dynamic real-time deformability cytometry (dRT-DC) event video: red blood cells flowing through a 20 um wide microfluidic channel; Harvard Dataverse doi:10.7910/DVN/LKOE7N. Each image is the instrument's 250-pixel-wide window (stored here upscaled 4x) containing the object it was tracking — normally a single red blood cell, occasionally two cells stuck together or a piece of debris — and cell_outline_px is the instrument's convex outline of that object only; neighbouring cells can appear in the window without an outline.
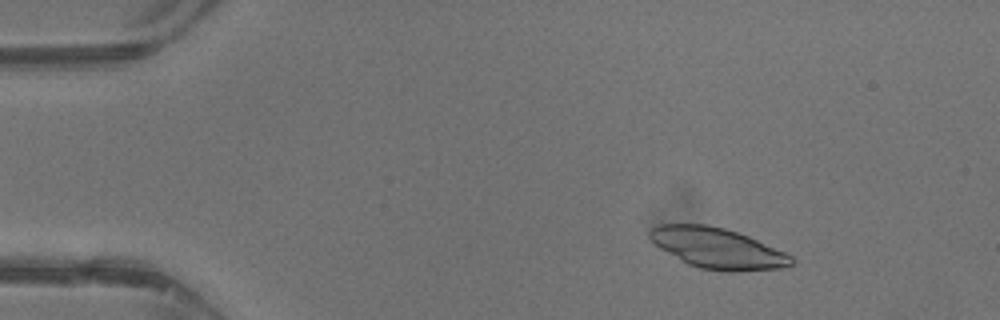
{"species": "common noctule bat (a hibernating species)", "species_latin": "Nyctalus noctula", "temperature_condition": "warm", "stored_images_in_passage": 22, "camera_frame_rate_fps": 3000, "um_per_image_px": 0.085, "animal": {"sex": "male", "body_mass_g": 13.3}, "frame": {"image": 1, "passage_image": 7, "time_ms": 2.0, "image_size_px": [1000, 320], "cell_outline_px": [[792, 264], [780, 268], [736, 272], [728, 272], [700, 268], [688, 264], [680, 260], [660, 248], [648, 236], [648, 232], [652, 228], [660, 224], [704, 224], [724, 228], [748, 236], [784, 252], [792, 256]], "centroid_in_image_um": [60.96, 21.1], "position_along_channel_um": 24.0, "area_um2": 33.18}}
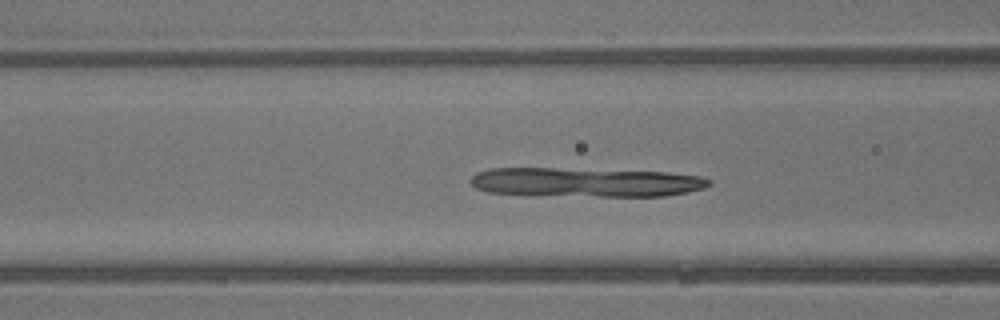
{"frame": {"image": 2, "passage_image": 18, "time_ms": 5.667, "image_size_px": [1000, 320], "cell_outline_px": [[712, 184], [704, 188], [688, 192], [664, 196], [524, 196], [488, 192], [476, 188], [468, 180], [476, 172], [488, 168], [556, 168], [668, 172], [700, 176], [712, 180]], "centroid_in_image_um": [49.71, 15.5], "position_along_channel_um": 116.9, "area_um2": 41.5}}
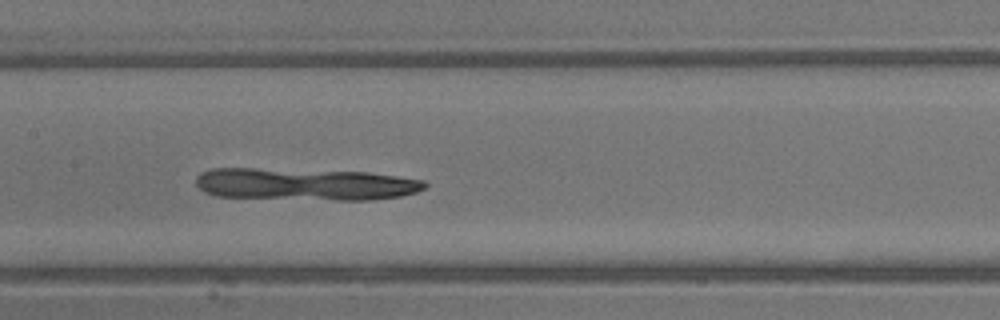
{"frame": {"image": 3, "passage_image": 22, "time_ms": 7.0, "image_size_px": [1000, 320], "cell_outline_px": [[428, 184], [424, 188], [416, 192], [400, 196], [368, 200], [336, 200], [216, 196], [204, 192], [196, 184], [196, 176], [200, 172], [212, 168], [252, 168], [368, 172], [424, 180]], "centroid_in_image_um": [25.91, 15.65], "position_along_channel_um": 181.5, "area_um2": 42.89}}